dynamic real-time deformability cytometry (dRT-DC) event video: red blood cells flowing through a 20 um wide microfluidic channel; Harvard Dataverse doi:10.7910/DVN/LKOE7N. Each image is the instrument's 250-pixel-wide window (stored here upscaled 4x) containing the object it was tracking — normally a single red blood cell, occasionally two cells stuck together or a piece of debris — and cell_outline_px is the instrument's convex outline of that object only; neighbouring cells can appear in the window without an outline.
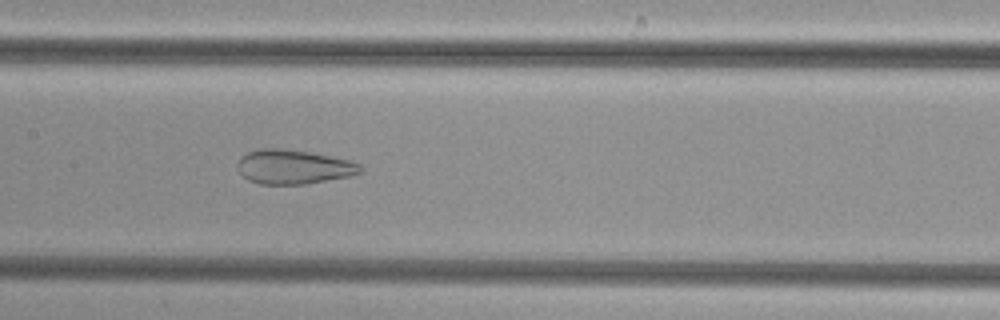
{"species": "common noctule bat (a hibernating species)", "species_latin": "Nyctalus noctula", "temperature_condition": "cold", "stored_images_in_passage": 49, "camera_frame_rate_fps": 3000, "um_per_image_px": 0.085, "animal": {"sex": "female", "body_mass_g": 29.2, "forearm_length_mm": 56.3}, "frame": {"image": 1, "passage_image": 24, "time_ms": 7.667, "image_size_px": [1000, 320], "cell_outline_px": [[364, 168], [360, 172], [352, 176], [304, 184], [260, 184], [248, 180], [240, 172], [240, 156], [248, 152], [260, 148], [280, 148], [312, 152], [348, 160], [360, 164]], "centroid_in_image_um": [24.99, 14.18], "position_along_channel_um": 182.4, "area_um2": 24.45}}
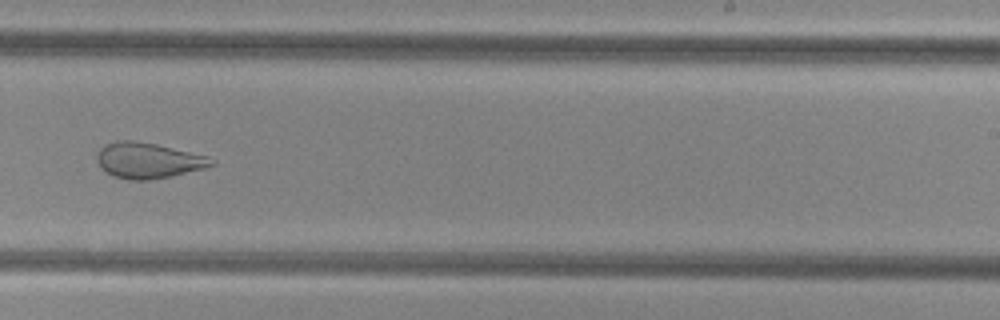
{"frame": {"image": 2, "passage_image": 31, "time_ms": 10.0, "image_size_px": [1000, 320], "cell_outline_px": [[216, 164], [204, 168], [172, 176], [148, 180], [132, 180], [112, 176], [100, 168], [96, 160], [96, 156], [100, 148], [104, 144], [116, 140], [132, 140], [156, 144], [208, 156], [216, 160]], "centroid_in_image_um": [12.57, 13.64], "position_along_channel_um": 276.4, "area_um2": 23.99}}
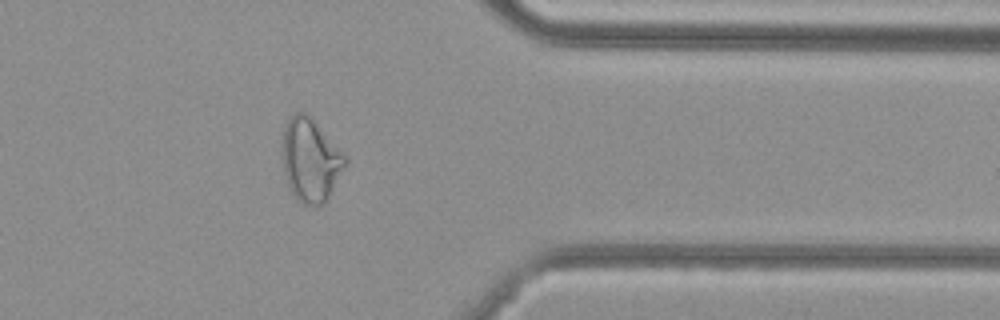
{"frame": {"image": 3, "passage_image": 40, "time_ms": 13.0, "image_size_px": [1000, 320], "cell_outline_px": [[348, 164], [324, 204], [316, 208], [300, 204], [296, 200], [288, 188], [284, 172], [280, 144], [280, 140], [284, 124], [296, 112], [304, 112], [312, 116], [344, 152], [348, 160]], "centroid_in_image_um": [26.38, 13.61], "position_along_channel_um": 385.0, "area_um2": 31.85}}